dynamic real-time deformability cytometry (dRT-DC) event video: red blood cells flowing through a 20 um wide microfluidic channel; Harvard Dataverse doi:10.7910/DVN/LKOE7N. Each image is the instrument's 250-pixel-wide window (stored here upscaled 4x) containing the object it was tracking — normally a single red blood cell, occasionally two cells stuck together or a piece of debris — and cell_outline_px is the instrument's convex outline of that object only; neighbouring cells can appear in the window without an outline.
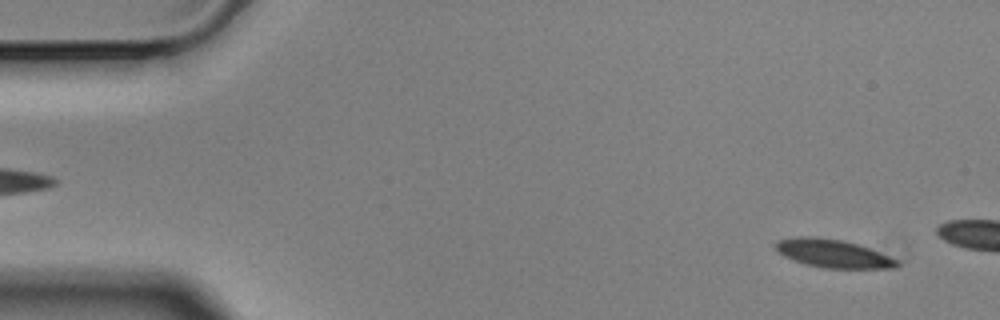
{"species": "Egyptian fruit bat (a non-hibernating species)", "species_latin": "Rousettus aegyptiacus", "temperature_condition": "cold", "stored_images_in_passage": 6, "camera_frame_rate_fps": 3000, "um_per_image_px": 0.085, "animal": {"sex": "male"}, "frame": {"image": 1, "passage_image": 6, "time_ms": 1.667, "image_size_px": [1000, 320], "cell_outline_px": [[900, 264], [896, 268], [824, 268], [808, 264], [784, 256], [776, 252], [776, 244], [780, 240], [800, 236], [808, 236], [840, 240], [856, 244], [868, 248], [900, 260]], "centroid_in_image_um": [70.85, 21.56], "position_along_channel_um": 14.2, "area_um2": 19.54}}